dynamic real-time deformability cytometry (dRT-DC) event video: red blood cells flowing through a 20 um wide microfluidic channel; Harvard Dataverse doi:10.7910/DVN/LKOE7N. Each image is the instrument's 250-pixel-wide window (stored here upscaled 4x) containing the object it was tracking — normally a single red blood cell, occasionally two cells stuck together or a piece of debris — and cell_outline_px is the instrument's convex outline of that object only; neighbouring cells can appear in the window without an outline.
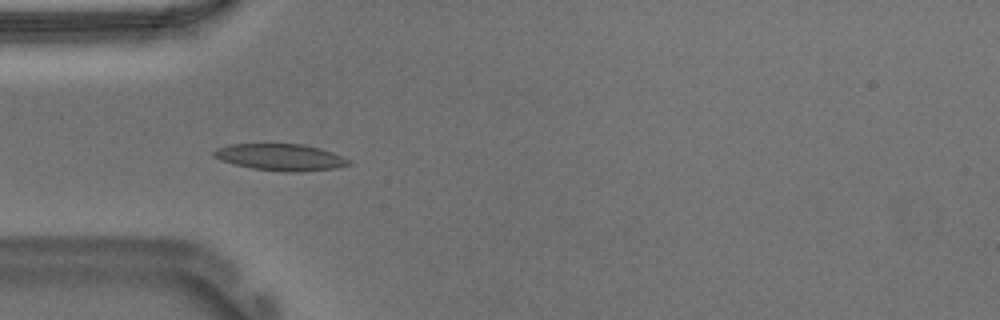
{"species": "Egyptian fruit bat (a non-hibernating species)", "species_latin": "Rousettus aegyptiacus", "temperature_condition": "warm", "stored_images_in_passage": 11, "camera_frame_rate_fps": 3000, "um_per_image_px": 0.085, "animal": {"sex": "male"}, "frame": {"image": 1, "passage_image": 4, "time_ms": 1.0, "image_size_px": [1000, 320], "cell_outline_px": [[352, 164], [336, 168], [300, 172], [288, 172], [252, 168], [220, 160], [212, 156], [212, 152], [216, 148], [232, 144], [304, 144], [320, 148], [332, 152], [352, 160]], "centroid_in_image_um": [23.88, 13.36], "position_along_channel_um": 61.1, "area_um2": 21.04}}
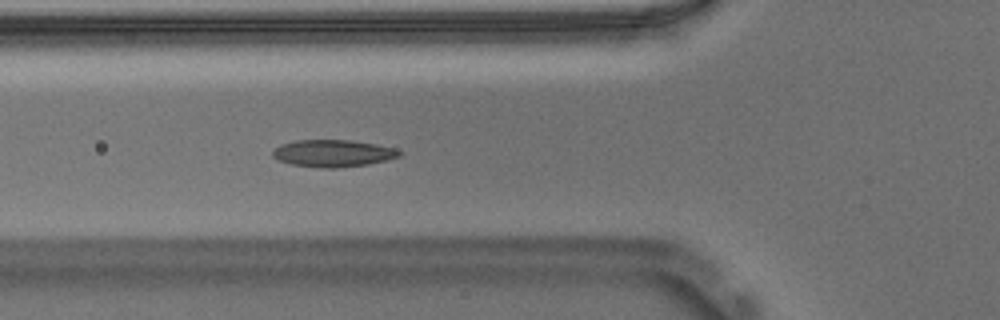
{"frame": {"image": 2, "passage_image": 7, "time_ms": 2.0, "image_size_px": [1000, 320], "cell_outline_px": [[404, 152], [400, 156], [388, 160], [368, 164], [336, 168], [320, 168], [292, 164], [280, 160], [272, 156], [272, 152], [280, 144], [296, 140], [348, 140], [376, 144], [396, 148]], "centroid_in_image_um": [28.35, 13.03], "position_along_channel_um": 97.5, "area_um2": 20.06}}